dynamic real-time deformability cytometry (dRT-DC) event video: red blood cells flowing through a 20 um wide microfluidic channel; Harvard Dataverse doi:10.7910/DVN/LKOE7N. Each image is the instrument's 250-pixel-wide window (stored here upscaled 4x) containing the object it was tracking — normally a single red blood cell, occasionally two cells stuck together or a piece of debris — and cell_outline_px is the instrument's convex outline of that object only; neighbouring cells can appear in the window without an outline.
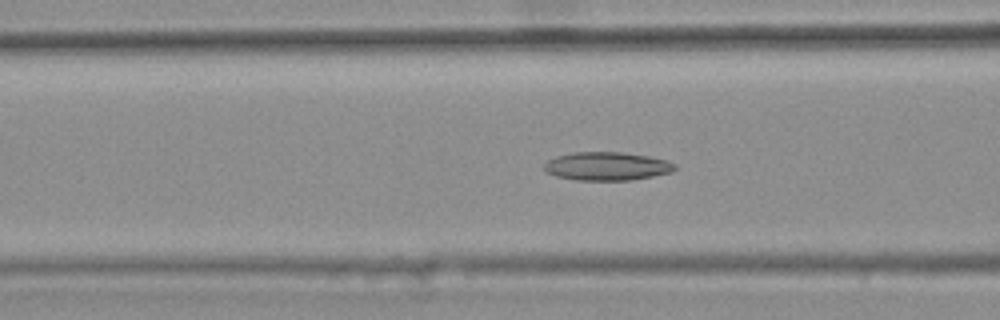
{"species": "common noctule bat (a hibernating species)", "species_latin": "Nyctalus noctula", "temperature_condition": "warm", "stored_images_in_passage": 46, "camera_frame_rate_fps": 3000, "um_per_image_px": 0.085, "animal": {"sex": "female", "body_mass_g": 25.1}, "frame": {"image": 1, "passage_image": 21, "time_ms": 6.667, "image_size_px": [1000, 320], "cell_outline_px": [[676, 168], [672, 172], [632, 180], [576, 180], [556, 176], [548, 172], [544, 168], [544, 164], [548, 160], [556, 156], [572, 152], [620, 152], [648, 156], [668, 160], [676, 164]], "centroid_in_image_um": [51.6, 14.12], "position_along_channel_um": 115.0, "area_um2": 21.62}}
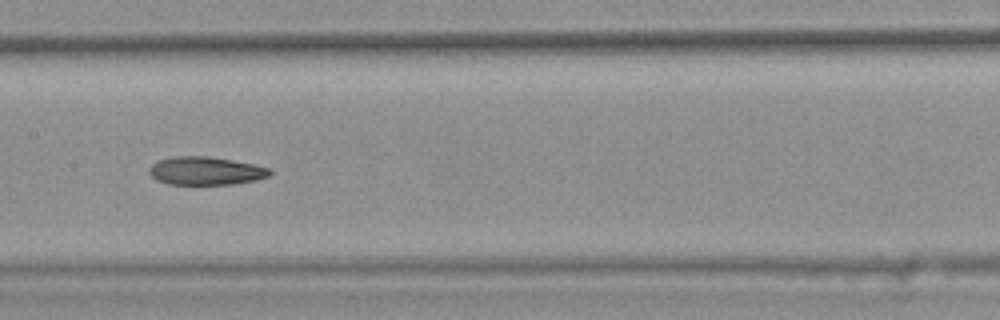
{"frame": {"image": 2, "passage_image": 27, "time_ms": 8.667, "image_size_px": [1000, 320], "cell_outline_px": [[272, 172], [268, 176], [256, 180], [232, 184], [168, 184], [156, 180], [148, 172], [148, 168], [156, 160], [172, 156], [208, 156], [232, 160], [272, 168]], "centroid_in_image_um": [17.45, 14.51], "position_along_channel_um": 189.9, "area_um2": 19.94}}
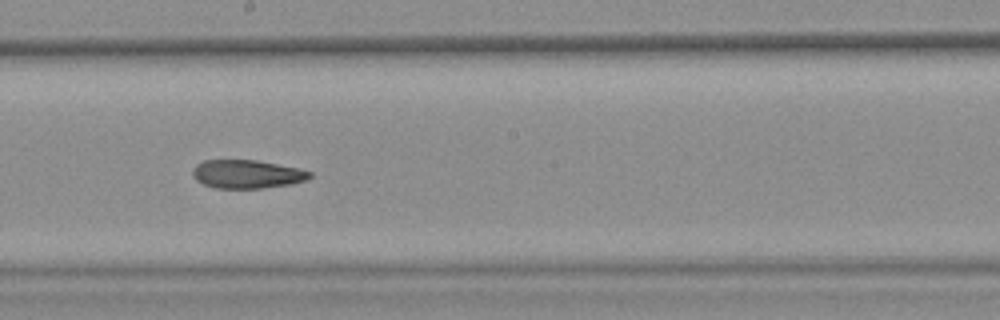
{"frame": {"image": 3, "passage_image": 30, "time_ms": 9.667, "image_size_px": [1000, 320], "cell_outline_px": [[312, 176], [304, 180], [292, 184], [260, 188], [216, 188], [204, 184], [196, 180], [192, 176], [192, 168], [196, 164], [204, 160], [256, 160], [300, 168], [312, 172]], "centroid_in_image_um": [20.98, 14.79], "position_along_channel_um": 227.2, "area_um2": 19.48}, "authors_computed_cell_mechanics": {"area_um2": 20.9525, "velocity_mm_per_s": 3.7425, "shape_relaxation_time_tau1_ms": null, "shape_relaxation_time_tau2_ms": 8.0804, "deformation_change_tau1": null, "deformation_change_tau2": 0.178}}